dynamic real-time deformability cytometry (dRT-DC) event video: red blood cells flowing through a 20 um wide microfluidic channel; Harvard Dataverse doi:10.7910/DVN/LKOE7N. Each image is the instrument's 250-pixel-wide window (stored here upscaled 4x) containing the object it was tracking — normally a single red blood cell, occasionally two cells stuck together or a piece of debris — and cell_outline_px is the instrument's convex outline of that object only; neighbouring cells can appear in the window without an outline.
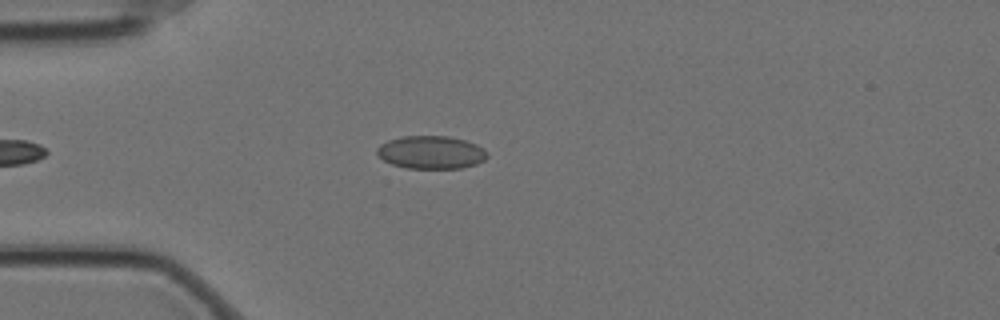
{"species": "Egyptian fruit bat (a non-hibernating species)", "species_latin": "Rousettus aegyptiacus", "temperature_condition": "cold", "stored_images_in_passage": 49, "camera_frame_rate_fps": 3000, "um_per_image_px": 0.085, "animal": {"sex": "female"}, "frame": {"image": 1, "passage_image": 10, "time_ms": 3.0, "image_size_px": [1000, 320], "cell_outline_px": [[488, 156], [484, 160], [476, 164], [460, 168], [408, 168], [392, 164], [384, 160], [376, 152], [376, 148], [380, 144], [388, 140], [400, 136], [448, 136], [464, 140], [476, 144], [484, 148], [488, 152]], "centroid_in_image_um": [36.65, 12.94], "position_along_channel_um": 48.4, "area_um2": 21.21}}
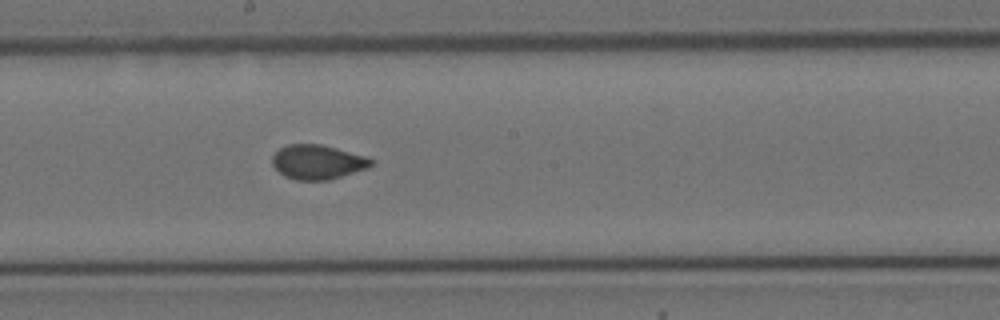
{"frame": {"image": 2, "passage_image": 26, "time_ms": 8.333, "image_size_px": [1000, 320], "cell_outline_px": [[376, 160], [368, 168], [328, 180], [296, 180], [284, 176], [272, 164], [272, 156], [280, 148], [288, 144], [320, 144], [336, 148], [364, 156]], "centroid_in_image_um": [26.99, 13.77], "position_along_channel_um": 221.2, "area_um2": 19.71}}
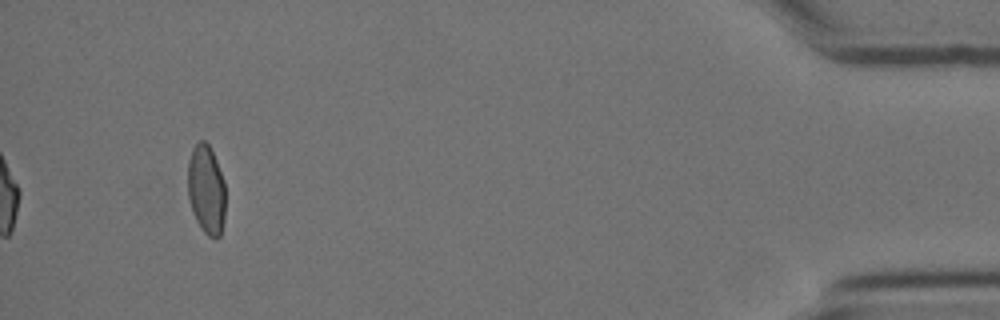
{"frame": {"image": 3, "passage_image": 49, "time_ms": 16.0, "image_size_px": [1000, 320], "cell_outline_px": [[224, 220], [220, 236], [216, 240], [208, 236], [204, 232], [196, 220], [192, 212], [188, 200], [188, 160], [192, 148], [200, 140], [204, 140], [208, 144], [216, 160], [224, 180]], "centroid_in_image_um": [17.52, 16.13], "position_along_channel_um": 417.7, "area_um2": 19.71}}